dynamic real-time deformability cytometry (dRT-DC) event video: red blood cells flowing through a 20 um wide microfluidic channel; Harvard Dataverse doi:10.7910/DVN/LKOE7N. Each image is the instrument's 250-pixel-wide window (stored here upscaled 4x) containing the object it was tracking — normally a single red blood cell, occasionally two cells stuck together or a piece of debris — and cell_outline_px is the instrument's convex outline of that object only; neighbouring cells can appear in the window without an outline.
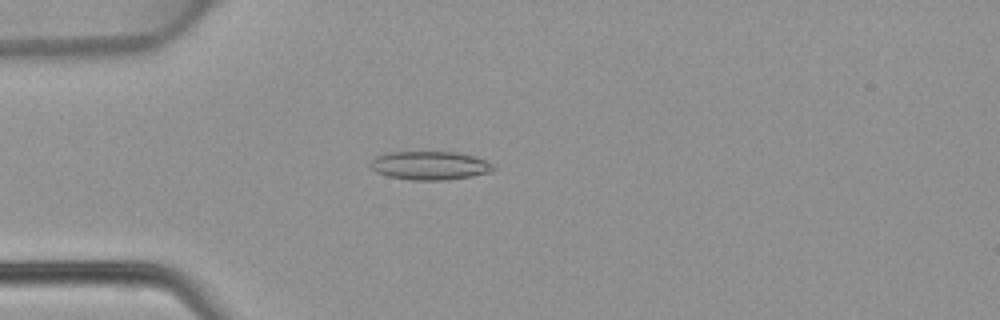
{"species": "common noctule bat (a hibernating species)", "species_latin": "Nyctalus noctula", "temperature_condition": "warm", "stored_images_in_passage": 47, "camera_frame_rate_fps": 3000, "um_per_image_px": 0.085, "animal": {"sex": "female", "body_mass_g": 22.7, "forearm_length_mm": 54.2}, "frame": {"image": 1, "passage_image": 13, "time_ms": 4.0, "image_size_px": [1000, 320], "cell_outline_px": [[496, 168], [488, 172], [448, 180], [412, 180], [388, 176], [376, 172], [372, 168], [372, 160], [376, 156], [388, 152], [456, 152], [472, 156], [484, 160], [492, 164]], "centroid_in_image_um": [36.51, 14.07], "position_along_channel_um": 48.5, "area_um2": 20.11}}
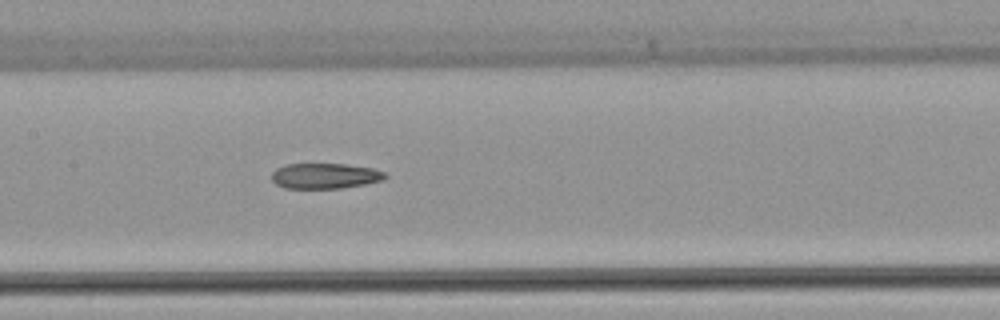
{"frame": {"image": 2, "passage_image": 23, "time_ms": 7.333, "image_size_px": [1000, 320], "cell_outline_px": [[388, 176], [384, 180], [364, 184], [340, 188], [284, 188], [276, 184], [272, 180], [272, 172], [276, 168], [284, 164], [344, 164], [372, 168], [384, 172]], "centroid_in_image_um": [27.61, 14.95], "position_along_channel_um": 179.8, "area_um2": 16.82}}
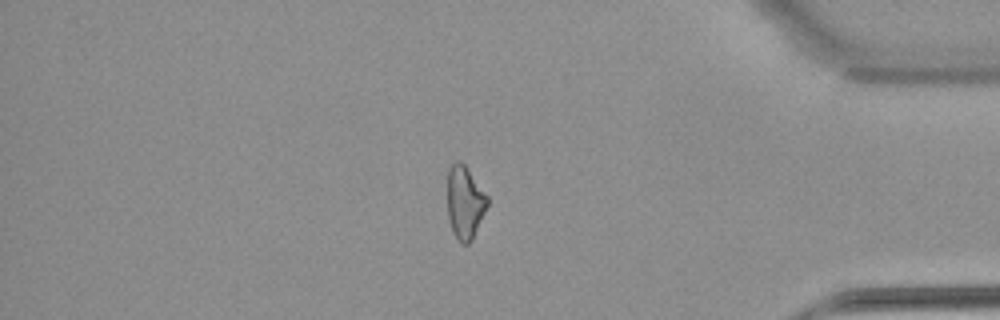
{"frame": {"image": 3, "passage_image": 40, "time_ms": 13.0, "image_size_px": [1000, 320], "cell_outline_px": [[488, 204], [472, 240], [468, 244], [464, 244], [452, 232], [448, 220], [448, 168], [456, 160], [460, 160], [464, 164], [488, 196]], "centroid_in_image_um": [39.5, 17.19], "position_along_channel_um": 395.7, "area_um2": 16.88}}